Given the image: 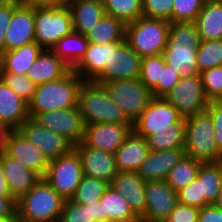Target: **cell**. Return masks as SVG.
I'll list each match as a JSON object with an SVG mask.
<instances>
[{
    "label": "cell",
    "instance_id": "cell-21",
    "mask_svg": "<svg viewBox=\"0 0 222 222\" xmlns=\"http://www.w3.org/2000/svg\"><path fill=\"white\" fill-rule=\"evenodd\" d=\"M185 155L184 148L150 150L147 158L140 164L136 172L145 182L165 180L172 167Z\"/></svg>",
    "mask_w": 222,
    "mask_h": 222
},
{
    "label": "cell",
    "instance_id": "cell-48",
    "mask_svg": "<svg viewBox=\"0 0 222 222\" xmlns=\"http://www.w3.org/2000/svg\"><path fill=\"white\" fill-rule=\"evenodd\" d=\"M206 111L212 118L214 125V137L218 149L222 152V100H211Z\"/></svg>",
    "mask_w": 222,
    "mask_h": 222
},
{
    "label": "cell",
    "instance_id": "cell-18",
    "mask_svg": "<svg viewBox=\"0 0 222 222\" xmlns=\"http://www.w3.org/2000/svg\"><path fill=\"white\" fill-rule=\"evenodd\" d=\"M74 148L80 155L84 176L112 182L118 173L114 154L85 146L82 142Z\"/></svg>",
    "mask_w": 222,
    "mask_h": 222
},
{
    "label": "cell",
    "instance_id": "cell-39",
    "mask_svg": "<svg viewBox=\"0 0 222 222\" xmlns=\"http://www.w3.org/2000/svg\"><path fill=\"white\" fill-rule=\"evenodd\" d=\"M197 73L222 66V39L201 40L196 52Z\"/></svg>",
    "mask_w": 222,
    "mask_h": 222
},
{
    "label": "cell",
    "instance_id": "cell-5",
    "mask_svg": "<svg viewBox=\"0 0 222 222\" xmlns=\"http://www.w3.org/2000/svg\"><path fill=\"white\" fill-rule=\"evenodd\" d=\"M214 136L213 121L207 111L185 118L184 150L187 156L203 163L222 161V152Z\"/></svg>",
    "mask_w": 222,
    "mask_h": 222
},
{
    "label": "cell",
    "instance_id": "cell-6",
    "mask_svg": "<svg viewBox=\"0 0 222 222\" xmlns=\"http://www.w3.org/2000/svg\"><path fill=\"white\" fill-rule=\"evenodd\" d=\"M170 25L164 19L141 16L126 24L125 41L141 58L163 54Z\"/></svg>",
    "mask_w": 222,
    "mask_h": 222
},
{
    "label": "cell",
    "instance_id": "cell-56",
    "mask_svg": "<svg viewBox=\"0 0 222 222\" xmlns=\"http://www.w3.org/2000/svg\"><path fill=\"white\" fill-rule=\"evenodd\" d=\"M10 222H26V221H23V220L19 219L18 217H16L15 219L11 220Z\"/></svg>",
    "mask_w": 222,
    "mask_h": 222
},
{
    "label": "cell",
    "instance_id": "cell-31",
    "mask_svg": "<svg viewBox=\"0 0 222 222\" xmlns=\"http://www.w3.org/2000/svg\"><path fill=\"white\" fill-rule=\"evenodd\" d=\"M88 41L76 31L62 37L51 49L72 69L79 63L87 50Z\"/></svg>",
    "mask_w": 222,
    "mask_h": 222
},
{
    "label": "cell",
    "instance_id": "cell-22",
    "mask_svg": "<svg viewBox=\"0 0 222 222\" xmlns=\"http://www.w3.org/2000/svg\"><path fill=\"white\" fill-rule=\"evenodd\" d=\"M0 162L8 182L9 191L16 200L27 193L41 179L33 170L4 152L0 155Z\"/></svg>",
    "mask_w": 222,
    "mask_h": 222
},
{
    "label": "cell",
    "instance_id": "cell-47",
    "mask_svg": "<svg viewBox=\"0 0 222 222\" xmlns=\"http://www.w3.org/2000/svg\"><path fill=\"white\" fill-rule=\"evenodd\" d=\"M199 208L178 202L165 222H198Z\"/></svg>",
    "mask_w": 222,
    "mask_h": 222
},
{
    "label": "cell",
    "instance_id": "cell-11",
    "mask_svg": "<svg viewBox=\"0 0 222 222\" xmlns=\"http://www.w3.org/2000/svg\"><path fill=\"white\" fill-rule=\"evenodd\" d=\"M141 57L124 42H109L108 64L94 82L103 84L115 80L139 78Z\"/></svg>",
    "mask_w": 222,
    "mask_h": 222
},
{
    "label": "cell",
    "instance_id": "cell-40",
    "mask_svg": "<svg viewBox=\"0 0 222 222\" xmlns=\"http://www.w3.org/2000/svg\"><path fill=\"white\" fill-rule=\"evenodd\" d=\"M165 63L163 54L141 59L139 79L150 91L161 81V67H164Z\"/></svg>",
    "mask_w": 222,
    "mask_h": 222
},
{
    "label": "cell",
    "instance_id": "cell-16",
    "mask_svg": "<svg viewBox=\"0 0 222 222\" xmlns=\"http://www.w3.org/2000/svg\"><path fill=\"white\" fill-rule=\"evenodd\" d=\"M49 161L68 153L74 146L56 132L28 118L18 129Z\"/></svg>",
    "mask_w": 222,
    "mask_h": 222
},
{
    "label": "cell",
    "instance_id": "cell-19",
    "mask_svg": "<svg viewBox=\"0 0 222 222\" xmlns=\"http://www.w3.org/2000/svg\"><path fill=\"white\" fill-rule=\"evenodd\" d=\"M34 9L19 4L12 13L6 34L5 51L35 42Z\"/></svg>",
    "mask_w": 222,
    "mask_h": 222
},
{
    "label": "cell",
    "instance_id": "cell-27",
    "mask_svg": "<svg viewBox=\"0 0 222 222\" xmlns=\"http://www.w3.org/2000/svg\"><path fill=\"white\" fill-rule=\"evenodd\" d=\"M109 43H88L85 55L73 68L83 81H94L108 64Z\"/></svg>",
    "mask_w": 222,
    "mask_h": 222
},
{
    "label": "cell",
    "instance_id": "cell-9",
    "mask_svg": "<svg viewBox=\"0 0 222 222\" xmlns=\"http://www.w3.org/2000/svg\"><path fill=\"white\" fill-rule=\"evenodd\" d=\"M83 177L80 155L75 148L51 160L44 180L65 200H70Z\"/></svg>",
    "mask_w": 222,
    "mask_h": 222
},
{
    "label": "cell",
    "instance_id": "cell-49",
    "mask_svg": "<svg viewBox=\"0 0 222 222\" xmlns=\"http://www.w3.org/2000/svg\"><path fill=\"white\" fill-rule=\"evenodd\" d=\"M18 0H8L0 7V57L5 52V34L13 13V10L19 5Z\"/></svg>",
    "mask_w": 222,
    "mask_h": 222
},
{
    "label": "cell",
    "instance_id": "cell-2",
    "mask_svg": "<svg viewBox=\"0 0 222 222\" xmlns=\"http://www.w3.org/2000/svg\"><path fill=\"white\" fill-rule=\"evenodd\" d=\"M83 80L71 69L64 77L36 86L28 103L29 118L42 112L78 106V94Z\"/></svg>",
    "mask_w": 222,
    "mask_h": 222
},
{
    "label": "cell",
    "instance_id": "cell-4",
    "mask_svg": "<svg viewBox=\"0 0 222 222\" xmlns=\"http://www.w3.org/2000/svg\"><path fill=\"white\" fill-rule=\"evenodd\" d=\"M63 199L41 178L27 193L17 200V217L26 222H45L59 219Z\"/></svg>",
    "mask_w": 222,
    "mask_h": 222
},
{
    "label": "cell",
    "instance_id": "cell-23",
    "mask_svg": "<svg viewBox=\"0 0 222 222\" xmlns=\"http://www.w3.org/2000/svg\"><path fill=\"white\" fill-rule=\"evenodd\" d=\"M28 118V104L0 78V122L18 130Z\"/></svg>",
    "mask_w": 222,
    "mask_h": 222
},
{
    "label": "cell",
    "instance_id": "cell-7",
    "mask_svg": "<svg viewBox=\"0 0 222 222\" xmlns=\"http://www.w3.org/2000/svg\"><path fill=\"white\" fill-rule=\"evenodd\" d=\"M35 42L43 49L52 47L74 31L68 6L61 8H34Z\"/></svg>",
    "mask_w": 222,
    "mask_h": 222
},
{
    "label": "cell",
    "instance_id": "cell-10",
    "mask_svg": "<svg viewBox=\"0 0 222 222\" xmlns=\"http://www.w3.org/2000/svg\"><path fill=\"white\" fill-rule=\"evenodd\" d=\"M164 98L178 110L184 119L206 111L210 102L204 92L199 73L181 77Z\"/></svg>",
    "mask_w": 222,
    "mask_h": 222
},
{
    "label": "cell",
    "instance_id": "cell-53",
    "mask_svg": "<svg viewBox=\"0 0 222 222\" xmlns=\"http://www.w3.org/2000/svg\"><path fill=\"white\" fill-rule=\"evenodd\" d=\"M0 197H13L8 188V182L0 162Z\"/></svg>",
    "mask_w": 222,
    "mask_h": 222
},
{
    "label": "cell",
    "instance_id": "cell-38",
    "mask_svg": "<svg viewBox=\"0 0 222 222\" xmlns=\"http://www.w3.org/2000/svg\"><path fill=\"white\" fill-rule=\"evenodd\" d=\"M109 186L108 182L83 175L81 183L70 200L81 205L99 202Z\"/></svg>",
    "mask_w": 222,
    "mask_h": 222
},
{
    "label": "cell",
    "instance_id": "cell-42",
    "mask_svg": "<svg viewBox=\"0 0 222 222\" xmlns=\"http://www.w3.org/2000/svg\"><path fill=\"white\" fill-rule=\"evenodd\" d=\"M206 0H174L172 23L195 22Z\"/></svg>",
    "mask_w": 222,
    "mask_h": 222
},
{
    "label": "cell",
    "instance_id": "cell-32",
    "mask_svg": "<svg viewBox=\"0 0 222 222\" xmlns=\"http://www.w3.org/2000/svg\"><path fill=\"white\" fill-rule=\"evenodd\" d=\"M196 178L201 182L206 202L214 204L222 188V161L202 163Z\"/></svg>",
    "mask_w": 222,
    "mask_h": 222
},
{
    "label": "cell",
    "instance_id": "cell-35",
    "mask_svg": "<svg viewBox=\"0 0 222 222\" xmlns=\"http://www.w3.org/2000/svg\"><path fill=\"white\" fill-rule=\"evenodd\" d=\"M146 142L152 151L184 148L185 119L183 118L172 129L157 130L155 134L148 135Z\"/></svg>",
    "mask_w": 222,
    "mask_h": 222
},
{
    "label": "cell",
    "instance_id": "cell-12",
    "mask_svg": "<svg viewBox=\"0 0 222 222\" xmlns=\"http://www.w3.org/2000/svg\"><path fill=\"white\" fill-rule=\"evenodd\" d=\"M183 117L164 97H153L141 116L132 124L133 131L146 138L157 130L172 129Z\"/></svg>",
    "mask_w": 222,
    "mask_h": 222
},
{
    "label": "cell",
    "instance_id": "cell-33",
    "mask_svg": "<svg viewBox=\"0 0 222 222\" xmlns=\"http://www.w3.org/2000/svg\"><path fill=\"white\" fill-rule=\"evenodd\" d=\"M104 221L107 219L120 222H140L131 211L128 202L118 194L111 186L101 197Z\"/></svg>",
    "mask_w": 222,
    "mask_h": 222
},
{
    "label": "cell",
    "instance_id": "cell-43",
    "mask_svg": "<svg viewBox=\"0 0 222 222\" xmlns=\"http://www.w3.org/2000/svg\"><path fill=\"white\" fill-rule=\"evenodd\" d=\"M204 92L211 100H222V66H216L200 73Z\"/></svg>",
    "mask_w": 222,
    "mask_h": 222
},
{
    "label": "cell",
    "instance_id": "cell-26",
    "mask_svg": "<svg viewBox=\"0 0 222 222\" xmlns=\"http://www.w3.org/2000/svg\"><path fill=\"white\" fill-rule=\"evenodd\" d=\"M74 31L86 35L105 14L102 0H70L68 3Z\"/></svg>",
    "mask_w": 222,
    "mask_h": 222
},
{
    "label": "cell",
    "instance_id": "cell-44",
    "mask_svg": "<svg viewBox=\"0 0 222 222\" xmlns=\"http://www.w3.org/2000/svg\"><path fill=\"white\" fill-rule=\"evenodd\" d=\"M174 0H142V13L144 17L164 19L172 23Z\"/></svg>",
    "mask_w": 222,
    "mask_h": 222
},
{
    "label": "cell",
    "instance_id": "cell-46",
    "mask_svg": "<svg viewBox=\"0 0 222 222\" xmlns=\"http://www.w3.org/2000/svg\"><path fill=\"white\" fill-rule=\"evenodd\" d=\"M180 78V74L165 63L164 67H161V81H158L157 86L151 91L153 97H164Z\"/></svg>",
    "mask_w": 222,
    "mask_h": 222
},
{
    "label": "cell",
    "instance_id": "cell-13",
    "mask_svg": "<svg viewBox=\"0 0 222 222\" xmlns=\"http://www.w3.org/2000/svg\"><path fill=\"white\" fill-rule=\"evenodd\" d=\"M33 120L40 126L56 132L73 146L83 141L85 124L77 107L37 114Z\"/></svg>",
    "mask_w": 222,
    "mask_h": 222
},
{
    "label": "cell",
    "instance_id": "cell-30",
    "mask_svg": "<svg viewBox=\"0 0 222 222\" xmlns=\"http://www.w3.org/2000/svg\"><path fill=\"white\" fill-rule=\"evenodd\" d=\"M126 24L114 16L104 14L93 29L85 35L88 43L106 44L109 42H124Z\"/></svg>",
    "mask_w": 222,
    "mask_h": 222
},
{
    "label": "cell",
    "instance_id": "cell-14",
    "mask_svg": "<svg viewBox=\"0 0 222 222\" xmlns=\"http://www.w3.org/2000/svg\"><path fill=\"white\" fill-rule=\"evenodd\" d=\"M146 208L140 222H165L178 203V193L165 180L145 185Z\"/></svg>",
    "mask_w": 222,
    "mask_h": 222
},
{
    "label": "cell",
    "instance_id": "cell-36",
    "mask_svg": "<svg viewBox=\"0 0 222 222\" xmlns=\"http://www.w3.org/2000/svg\"><path fill=\"white\" fill-rule=\"evenodd\" d=\"M203 162L185 155L168 173L165 182L175 191L185 187L197 177Z\"/></svg>",
    "mask_w": 222,
    "mask_h": 222
},
{
    "label": "cell",
    "instance_id": "cell-29",
    "mask_svg": "<svg viewBox=\"0 0 222 222\" xmlns=\"http://www.w3.org/2000/svg\"><path fill=\"white\" fill-rule=\"evenodd\" d=\"M200 40L222 39V3L205 1L195 20Z\"/></svg>",
    "mask_w": 222,
    "mask_h": 222
},
{
    "label": "cell",
    "instance_id": "cell-52",
    "mask_svg": "<svg viewBox=\"0 0 222 222\" xmlns=\"http://www.w3.org/2000/svg\"><path fill=\"white\" fill-rule=\"evenodd\" d=\"M21 5L31 8H61L68 6L70 0H18Z\"/></svg>",
    "mask_w": 222,
    "mask_h": 222
},
{
    "label": "cell",
    "instance_id": "cell-34",
    "mask_svg": "<svg viewBox=\"0 0 222 222\" xmlns=\"http://www.w3.org/2000/svg\"><path fill=\"white\" fill-rule=\"evenodd\" d=\"M60 219L62 222H104L102 203L81 205L72 200H65Z\"/></svg>",
    "mask_w": 222,
    "mask_h": 222
},
{
    "label": "cell",
    "instance_id": "cell-28",
    "mask_svg": "<svg viewBox=\"0 0 222 222\" xmlns=\"http://www.w3.org/2000/svg\"><path fill=\"white\" fill-rule=\"evenodd\" d=\"M36 42L26 44L13 50L5 51L0 57V72H12L26 75L29 67L42 52Z\"/></svg>",
    "mask_w": 222,
    "mask_h": 222
},
{
    "label": "cell",
    "instance_id": "cell-24",
    "mask_svg": "<svg viewBox=\"0 0 222 222\" xmlns=\"http://www.w3.org/2000/svg\"><path fill=\"white\" fill-rule=\"evenodd\" d=\"M71 69L51 50L43 49L26 75L36 85H40L64 77Z\"/></svg>",
    "mask_w": 222,
    "mask_h": 222
},
{
    "label": "cell",
    "instance_id": "cell-3",
    "mask_svg": "<svg viewBox=\"0 0 222 222\" xmlns=\"http://www.w3.org/2000/svg\"><path fill=\"white\" fill-rule=\"evenodd\" d=\"M78 108L84 124H132L114 103L102 84L83 81L78 94Z\"/></svg>",
    "mask_w": 222,
    "mask_h": 222
},
{
    "label": "cell",
    "instance_id": "cell-45",
    "mask_svg": "<svg viewBox=\"0 0 222 222\" xmlns=\"http://www.w3.org/2000/svg\"><path fill=\"white\" fill-rule=\"evenodd\" d=\"M178 193V202L194 206L197 208H202L206 205H209L202 195L201 182L195 178L185 187L177 191Z\"/></svg>",
    "mask_w": 222,
    "mask_h": 222
},
{
    "label": "cell",
    "instance_id": "cell-17",
    "mask_svg": "<svg viewBox=\"0 0 222 222\" xmlns=\"http://www.w3.org/2000/svg\"><path fill=\"white\" fill-rule=\"evenodd\" d=\"M4 153L33 170L41 178L45 176L50 164L47 157L19 130L10 131Z\"/></svg>",
    "mask_w": 222,
    "mask_h": 222
},
{
    "label": "cell",
    "instance_id": "cell-41",
    "mask_svg": "<svg viewBox=\"0 0 222 222\" xmlns=\"http://www.w3.org/2000/svg\"><path fill=\"white\" fill-rule=\"evenodd\" d=\"M0 78L27 104L32 100L37 85L27 75L0 72Z\"/></svg>",
    "mask_w": 222,
    "mask_h": 222
},
{
    "label": "cell",
    "instance_id": "cell-37",
    "mask_svg": "<svg viewBox=\"0 0 222 222\" xmlns=\"http://www.w3.org/2000/svg\"><path fill=\"white\" fill-rule=\"evenodd\" d=\"M105 14L122 20L125 24L143 16L142 0H102Z\"/></svg>",
    "mask_w": 222,
    "mask_h": 222
},
{
    "label": "cell",
    "instance_id": "cell-1",
    "mask_svg": "<svg viewBox=\"0 0 222 222\" xmlns=\"http://www.w3.org/2000/svg\"><path fill=\"white\" fill-rule=\"evenodd\" d=\"M200 37L194 22L171 23L163 51L165 62L181 77L197 74V56Z\"/></svg>",
    "mask_w": 222,
    "mask_h": 222
},
{
    "label": "cell",
    "instance_id": "cell-55",
    "mask_svg": "<svg viewBox=\"0 0 222 222\" xmlns=\"http://www.w3.org/2000/svg\"><path fill=\"white\" fill-rule=\"evenodd\" d=\"M215 206H217L218 208L222 209V188L220 190V192L218 193L217 199L214 203Z\"/></svg>",
    "mask_w": 222,
    "mask_h": 222
},
{
    "label": "cell",
    "instance_id": "cell-25",
    "mask_svg": "<svg viewBox=\"0 0 222 222\" xmlns=\"http://www.w3.org/2000/svg\"><path fill=\"white\" fill-rule=\"evenodd\" d=\"M149 152L150 148L147 145L146 138L139 136L132 130L124 143L114 153L118 172H136Z\"/></svg>",
    "mask_w": 222,
    "mask_h": 222
},
{
    "label": "cell",
    "instance_id": "cell-59",
    "mask_svg": "<svg viewBox=\"0 0 222 222\" xmlns=\"http://www.w3.org/2000/svg\"><path fill=\"white\" fill-rule=\"evenodd\" d=\"M104 222H120V221H115V220L107 219Z\"/></svg>",
    "mask_w": 222,
    "mask_h": 222
},
{
    "label": "cell",
    "instance_id": "cell-51",
    "mask_svg": "<svg viewBox=\"0 0 222 222\" xmlns=\"http://www.w3.org/2000/svg\"><path fill=\"white\" fill-rule=\"evenodd\" d=\"M198 222H222V209L214 204L200 208Z\"/></svg>",
    "mask_w": 222,
    "mask_h": 222
},
{
    "label": "cell",
    "instance_id": "cell-15",
    "mask_svg": "<svg viewBox=\"0 0 222 222\" xmlns=\"http://www.w3.org/2000/svg\"><path fill=\"white\" fill-rule=\"evenodd\" d=\"M132 130V124L94 123L85 125L82 143L85 146L114 154Z\"/></svg>",
    "mask_w": 222,
    "mask_h": 222
},
{
    "label": "cell",
    "instance_id": "cell-57",
    "mask_svg": "<svg viewBox=\"0 0 222 222\" xmlns=\"http://www.w3.org/2000/svg\"><path fill=\"white\" fill-rule=\"evenodd\" d=\"M45 222H62V220L59 218V219H56V220H52V221H45Z\"/></svg>",
    "mask_w": 222,
    "mask_h": 222
},
{
    "label": "cell",
    "instance_id": "cell-50",
    "mask_svg": "<svg viewBox=\"0 0 222 222\" xmlns=\"http://www.w3.org/2000/svg\"><path fill=\"white\" fill-rule=\"evenodd\" d=\"M17 217V200L14 197H0V221L9 222Z\"/></svg>",
    "mask_w": 222,
    "mask_h": 222
},
{
    "label": "cell",
    "instance_id": "cell-58",
    "mask_svg": "<svg viewBox=\"0 0 222 222\" xmlns=\"http://www.w3.org/2000/svg\"><path fill=\"white\" fill-rule=\"evenodd\" d=\"M8 0H0V7L5 4Z\"/></svg>",
    "mask_w": 222,
    "mask_h": 222
},
{
    "label": "cell",
    "instance_id": "cell-8",
    "mask_svg": "<svg viewBox=\"0 0 222 222\" xmlns=\"http://www.w3.org/2000/svg\"><path fill=\"white\" fill-rule=\"evenodd\" d=\"M102 85L110 99L122 109L132 124L141 116L153 98L152 92L139 78L109 81Z\"/></svg>",
    "mask_w": 222,
    "mask_h": 222
},
{
    "label": "cell",
    "instance_id": "cell-54",
    "mask_svg": "<svg viewBox=\"0 0 222 222\" xmlns=\"http://www.w3.org/2000/svg\"><path fill=\"white\" fill-rule=\"evenodd\" d=\"M11 129L0 122V155L4 152L8 135Z\"/></svg>",
    "mask_w": 222,
    "mask_h": 222
},
{
    "label": "cell",
    "instance_id": "cell-20",
    "mask_svg": "<svg viewBox=\"0 0 222 222\" xmlns=\"http://www.w3.org/2000/svg\"><path fill=\"white\" fill-rule=\"evenodd\" d=\"M146 182L135 171L118 172L110 186L127 202L133 214L140 219L145 212Z\"/></svg>",
    "mask_w": 222,
    "mask_h": 222
}]
</instances>
